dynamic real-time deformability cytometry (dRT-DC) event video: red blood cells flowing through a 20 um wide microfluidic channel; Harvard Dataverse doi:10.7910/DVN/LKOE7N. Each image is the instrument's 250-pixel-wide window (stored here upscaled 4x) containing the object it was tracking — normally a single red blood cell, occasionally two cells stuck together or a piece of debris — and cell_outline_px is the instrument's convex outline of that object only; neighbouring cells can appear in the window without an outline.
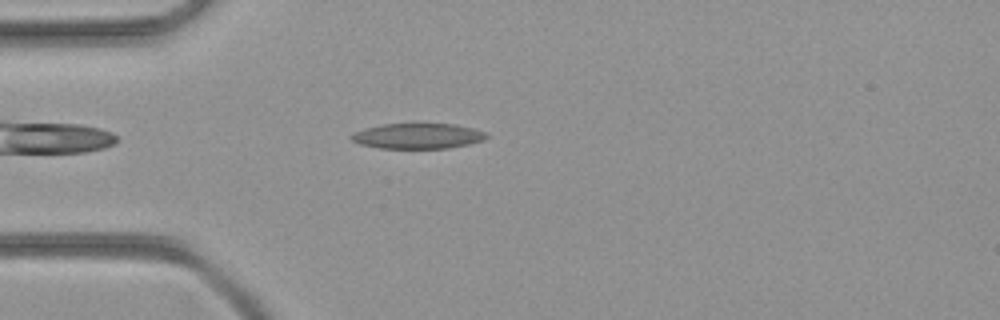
{"species": "common noctule bat (a hibernating species)", "species_latin": "Nyctalus noctula", "temperature_condition": "room temperature", "stored_images_in_passage": 36, "camera_frame_rate_fps": 3000, "um_per_image_px": 0.085, "animal": {"sex": "female", "body_mass_g": 21.9}, "frame": {"image": 1, "passage_image": 1, "time_ms": 0.0, "image_size_px": [1000, 320], "cell_outline_px": [[488, 136], [484, 140], [468, 144], [448, 148], [380, 148], [360, 144], [352, 140], [352, 136], [356, 132], [368, 128], [384, 124], [452, 124], [472, 128], [484, 132]], "centroid_in_image_um": [35.55, 11.57], "position_along_channel_um": 49.5, "area_um2": 19.54}}
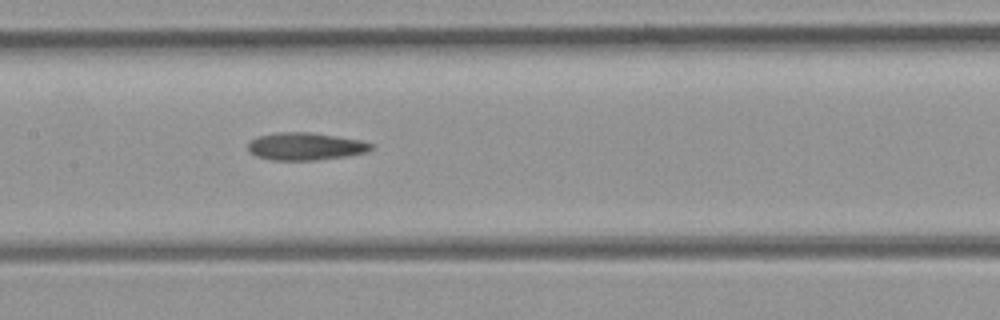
{"frame": {"image": 2, "passage_image": 11, "time_ms": 3.333, "image_size_px": [1000, 320], "cell_outline_px": [[372, 148], [368, 152], [348, 156], [316, 160], [272, 160], [256, 156], [248, 148], [248, 144], [252, 140], [260, 136], [276, 132], [312, 132], [360, 140], [372, 144]], "centroid_in_image_um": [25.99, 12.44], "position_along_channel_um": 181.4, "area_um2": 19.65}}
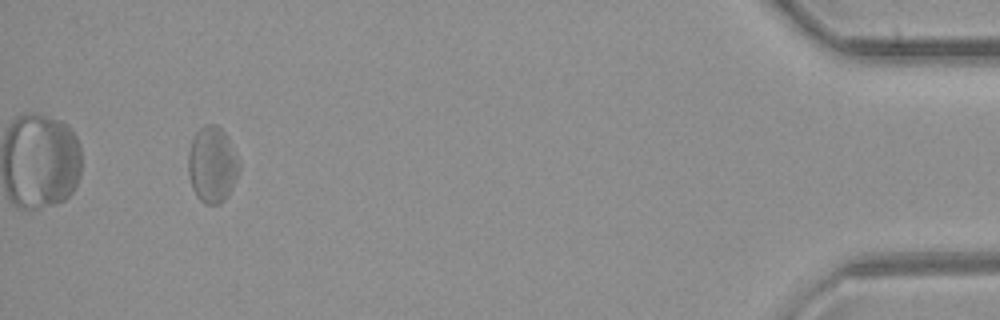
{"frame": {"image": 3, "passage_image": 33, "time_ms": 10.667, "image_size_px": [1000, 320], "cell_outline_px": [[240, 172], [228, 196], [220, 204], [204, 204], [196, 196], [192, 188], [188, 176], [188, 152], [192, 140], [196, 132], [204, 124], [216, 124], [224, 132], [240, 164]], "centroid_in_image_um": [18.02, 14.03], "position_along_channel_um": 417.2, "area_um2": 22.66}}